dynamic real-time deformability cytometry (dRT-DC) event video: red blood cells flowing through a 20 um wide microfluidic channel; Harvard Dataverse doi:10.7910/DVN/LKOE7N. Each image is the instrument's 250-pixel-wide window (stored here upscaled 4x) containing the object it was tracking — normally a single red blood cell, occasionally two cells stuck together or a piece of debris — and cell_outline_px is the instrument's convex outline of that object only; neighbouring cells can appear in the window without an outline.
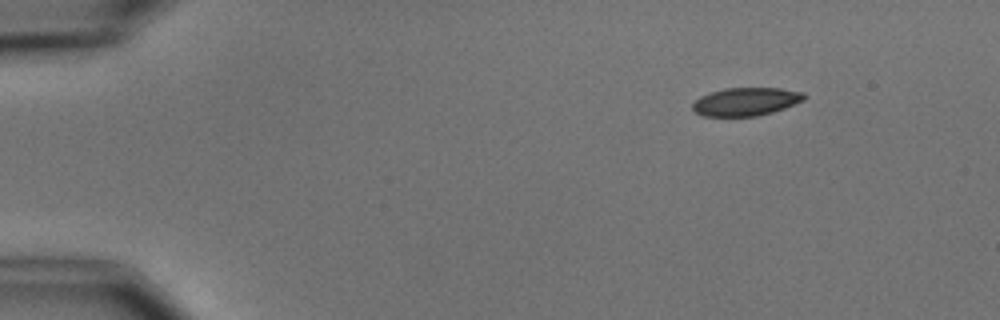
{"species": "common noctule bat (a hibernating species)", "species_latin": "Nyctalus noctula", "temperature_condition": "cold", "stored_images_in_passage": 5, "segment_of_instrument_passage": [2, 2], "camera_frame_rate_fps": 3000, "um_per_image_px": 0.085, "animal": {"sex": "male", "body_mass_g": 15.6}, "frame": {"image": 1, "passage_image": 5, "time_ms": 6.0, "image_size_px": [1000, 320], "cell_outline_px": [[804, 100], [784, 108], [772, 112], [756, 116], [704, 116], [696, 112], [692, 108], [692, 104], [700, 96], [724, 88], [780, 88], [804, 92]], "centroid_in_image_um": [63.4, 8.63], "position_along_channel_um": 21.6, "area_um2": 18.15}}